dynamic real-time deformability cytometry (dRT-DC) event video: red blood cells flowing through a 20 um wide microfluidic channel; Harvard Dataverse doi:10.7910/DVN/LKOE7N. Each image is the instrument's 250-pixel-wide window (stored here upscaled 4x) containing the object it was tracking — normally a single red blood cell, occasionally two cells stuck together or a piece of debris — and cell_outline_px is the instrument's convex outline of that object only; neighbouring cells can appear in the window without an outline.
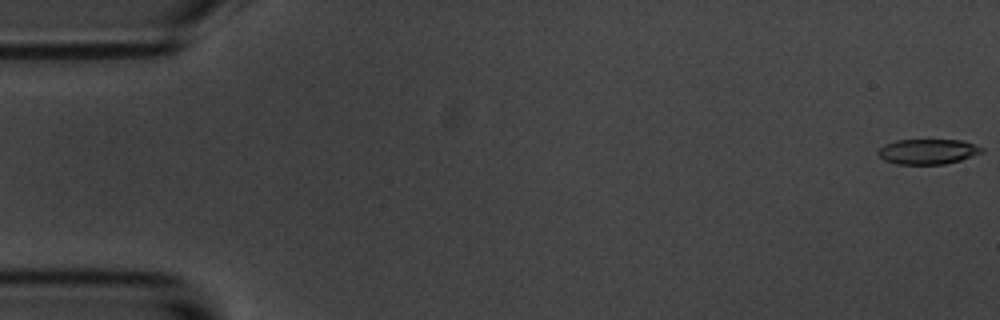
{"species": "common noctule bat (a hibernating species)", "species_latin": "Nyctalus noctula", "temperature_condition": "room temperature", "stored_images_in_passage": 8, "camera_frame_rate_fps": 3000, "um_per_image_px": 0.085, "animal": {"sex": "male", "body_mass_g": 20.1, "forearm_length_mm": 53.5}, "frame": {"image": 1, "passage_image": 1, "time_ms": 0.0, "image_size_px": [1000, 320], "cell_outline_px": [[984, 152], [960, 160], [944, 164], [896, 164], [884, 160], [876, 152], [884, 144], [896, 140], [960, 140], [984, 148]], "centroid_in_image_um": [78.84, 12.88], "position_along_channel_um": 6.2, "area_um2": 15.14}}
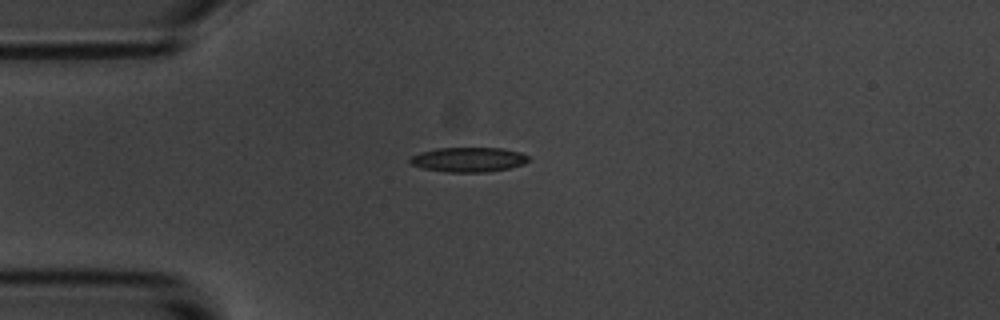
{"frame": {"image": 2, "passage_image": 5, "time_ms": 4.667, "image_size_px": [1000, 320], "cell_outline_px": [[528, 160], [524, 164], [508, 168], [488, 172], [448, 172], [424, 168], [412, 164], [408, 160], [408, 156], [420, 152], [436, 148], [500, 148], [520, 152], [528, 156]], "centroid_in_image_um": [39.78, 13.56], "position_along_channel_um": 45.2, "area_um2": 16.99}}
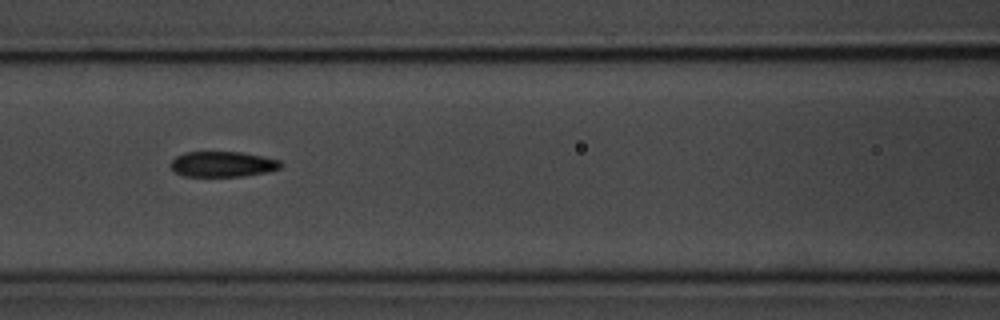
{"frame": {"image": 3, "passage_image": 8, "time_ms": 8.0, "image_size_px": [1000, 320], "cell_outline_px": [[284, 164], [280, 168], [264, 172], [244, 176], [184, 176], [176, 172], [168, 164], [176, 156], [184, 152], [240, 152], [280, 160]], "centroid_in_image_um": [18.9, 13.95], "position_along_channel_um": 147.7, "area_um2": 16.24}}